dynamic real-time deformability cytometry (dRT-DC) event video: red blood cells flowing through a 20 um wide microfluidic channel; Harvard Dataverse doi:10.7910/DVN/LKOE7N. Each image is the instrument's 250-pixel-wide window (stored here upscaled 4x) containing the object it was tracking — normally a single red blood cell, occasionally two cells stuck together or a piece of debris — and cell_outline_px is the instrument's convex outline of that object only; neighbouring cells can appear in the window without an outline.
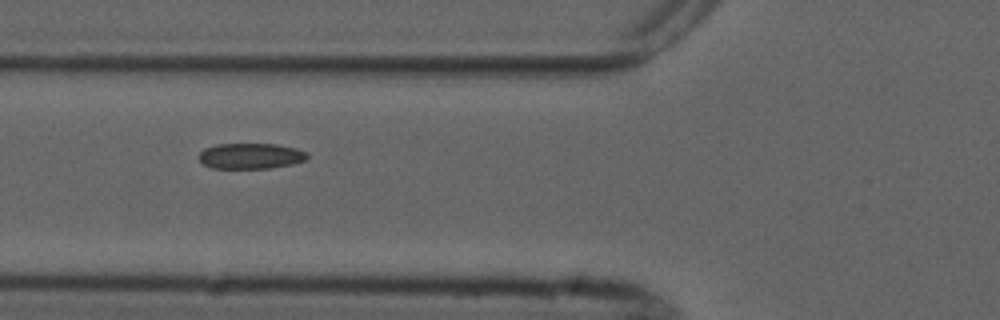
{"species": "common noctule bat (a hibernating species)", "species_latin": "Nyctalus noctula", "temperature_condition": "cold", "stored_images_in_passage": 9, "camera_frame_rate_fps": 3000, "um_per_image_px": 0.085, "animal": {"sex": "male", "forearm_length_mm": 52.5}, "frame": {"image": 1, "passage_image": 6, "time_ms": 6.667, "image_size_px": [1000, 320], "cell_outline_px": [[308, 156], [304, 160], [292, 164], [268, 168], [212, 168], [204, 164], [200, 160], [200, 152], [204, 148], [216, 144], [276, 144], [296, 148], [308, 152]], "centroid_in_image_um": [21.31, 13.25], "position_along_channel_um": 104.5, "area_um2": 16.13}}
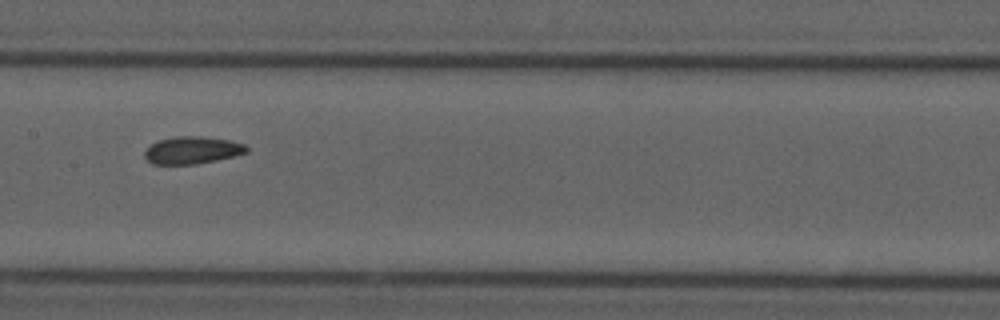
{"frame": {"image": 2, "passage_image": 8, "time_ms": 9.0, "image_size_px": [1000, 320], "cell_outline_px": [[248, 152], [236, 156], [196, 164], [152, 164], [144, 156], [144, 152], [152, 144], [160, 140], [176, 136], [200, 136], [228, 140], [244, 144], [248, 148]], "centroid_in_image_um": [16.36, 12.77], "position_along_channel_um": 191.0, "area_um2": 16.13}}
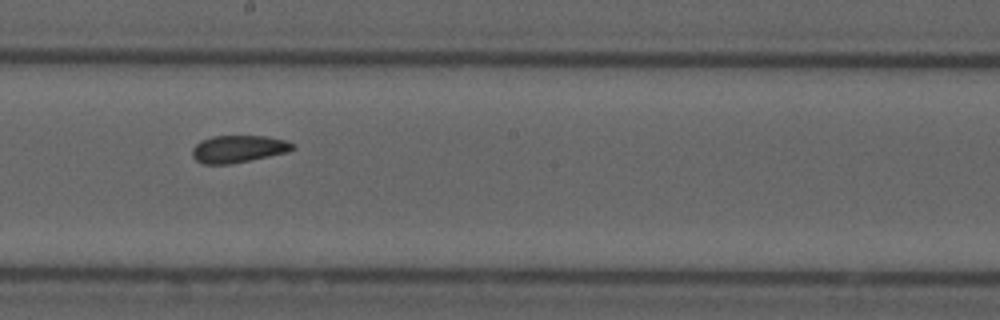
{"frame": {"image": 3, "passage_image": 9, "time_ms": 10.0, "image_size_px": [1000, 320], "cell_outline_px": [[296, 148], [288, 152], [232, 164], [204, 164], [196, 160], [192, 156], [192, 148], [200, 140], [212, 136], [268, 136], [288, 140], [296, 144]], "centroid_in_image_um": [20.3, 12.65], "position_along_channel_um": 227.9, "area_um2": 16.24}}